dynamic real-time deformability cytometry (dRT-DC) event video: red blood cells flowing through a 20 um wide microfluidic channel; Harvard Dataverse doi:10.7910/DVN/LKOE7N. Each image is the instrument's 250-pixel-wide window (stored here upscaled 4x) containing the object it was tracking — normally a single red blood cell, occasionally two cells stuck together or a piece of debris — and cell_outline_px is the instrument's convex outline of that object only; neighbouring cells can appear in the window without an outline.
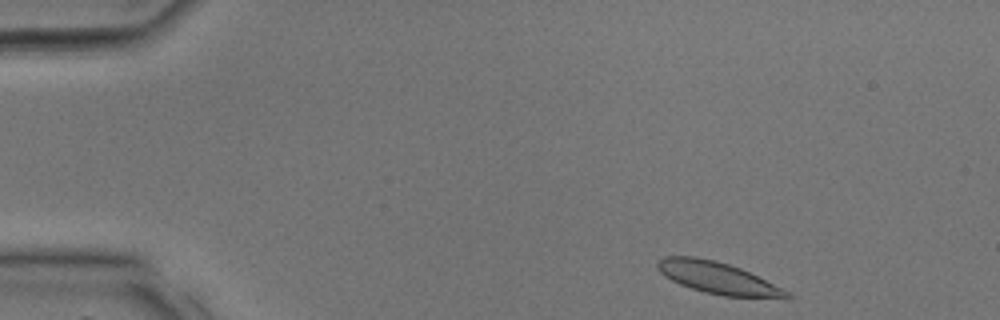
{"species": "common noctule bat (a hibernating species)", "species_latin": "Nyctalus noctula", "temperature_condition": "room temperature", "stored_images_in_passage": 31, "camera_frame_rate_fps": 3000, "um_per_image_px": 0.085, "animal": {"sex": "male", "body_mass_g": 17.9, "forearm_length_mm": 54.2}, "frame": {"image": 1, "passage_image": 1, "time_ms": 0.0, "image_size_px": [1000, 320], "cell_outline_px": [[792, 296], [788, 300], [724, 296], [704, 292], [680, 284], [664, 276], [656, 268], [656, 264], [664, 256], [696, 256], [728, 264], [740, 268], [788, 292]], "centroid_in_image_um": [61.02, 23.65], "position_along_channel_um": 24.0, "area_um2": 23.93}}
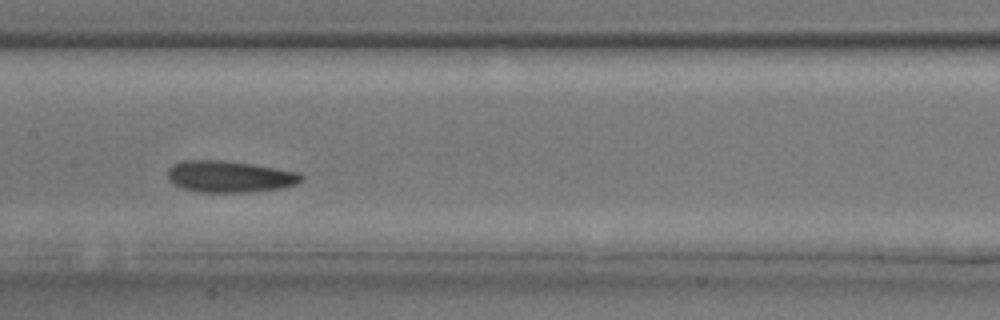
{"frame": {"image": 2, "passage_image": 14, "time_ms": 4.333, "image_size_px": [1000, 320], "cell_outline_px": [[304, 176], [296, 184], [280, 188], [248, 192], [200, 192], [184, 188], [168, 180], [168, 168], [172, 164], [180, 160], [220, 160], [252, 164], [276, 168], [296, 172]], "centroid_in_image_um": [19.47, 15.0], "position_along_channel_um": 187.9, "area_um2": 24.39}}
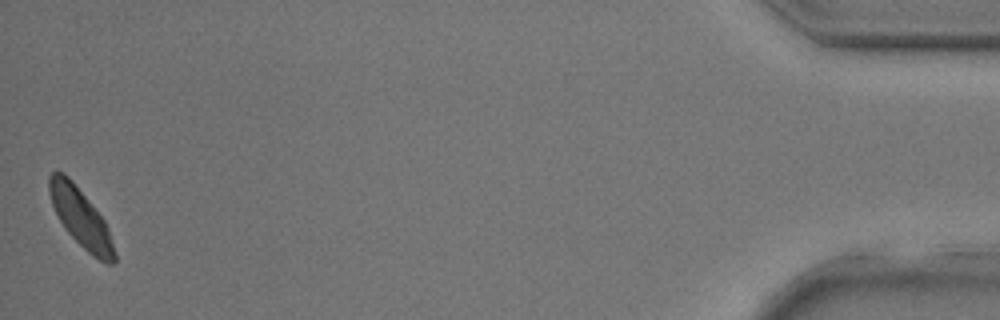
{"frame": {"image": 3, "passage_image": 31, "time_ms": 10.0, "image_size_px": [1000, 320], "cell_outline_px": [[116, 260], [112, 264], [108, 264], [100, 260], [88, 252], [64, 228], [52, 204], [48, 192], [48, 176], [52, 172], [64, 172], [72, 180], [104, 220], [108, 228], [116, 256]], "centroid_in_image_um": [6.84, 18.49], "position_along_channel_um": 428.4, "area_um2": 21.79}}